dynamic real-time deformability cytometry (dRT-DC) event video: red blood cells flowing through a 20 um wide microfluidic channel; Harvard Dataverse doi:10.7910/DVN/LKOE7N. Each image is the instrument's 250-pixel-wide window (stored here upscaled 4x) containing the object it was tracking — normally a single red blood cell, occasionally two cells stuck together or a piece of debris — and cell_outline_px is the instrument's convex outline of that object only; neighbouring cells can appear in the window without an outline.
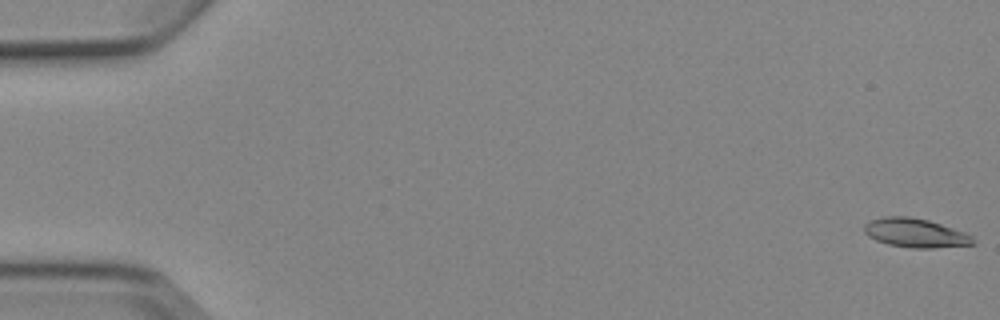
{"species": "Egyptian fruit bat (a non-hibernating species)", "species_latin": "Rousettus aegyptiacus", "temperature_condition": "cold", "stored_images_in_passage": 5, "camera_frame_rate_fps": 3000, "um_per_image_px": 0.085, "animal": {"sex": "female"}, "frame": {"image": 1, "passage_image": 1, "time_ms": 0.0, "image_size_px": [1000, 320], "cell_outline_px": [[976, 244], [932, 248], [912, 248], [888, 244], [876, 240], [868, 236], [864, 232], [864, 224], [872, 220], [884, 216], [908, 216], [928, 220], [964, 232], [972, 236]], "centroid_in_image_um": [77.79, 19.8], "position_along_channel_um": 7.2, "area_um2": 18.26}}
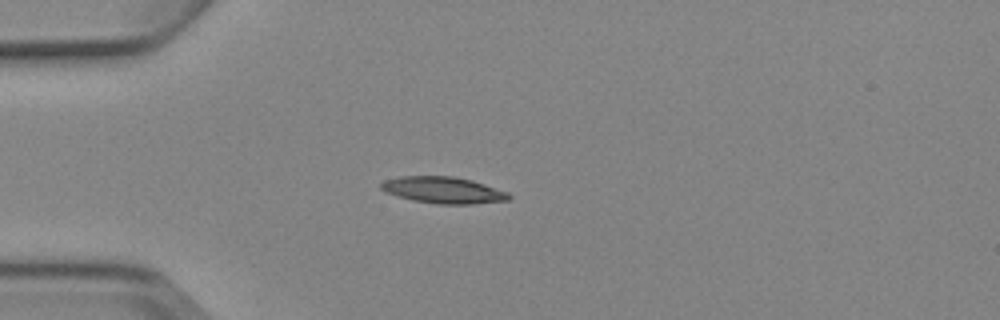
{"frame": {"image": 2, "passage_image": 5, "time_ms": 4.667, "image_size_px": [1000, 320], "cell_outline_px": [[512, 196], [508, 200], [472, 204], [436, 204], [412, 200], [396, 196], [380, 188], [380, 184], [384, 180], [400, 176], [452, 176], [472, 180], [508, 192]], "centroid_in_image_um": [37.67, 16.16], "position_along_channel_um": 47.3, "area_um2": 19.77}}